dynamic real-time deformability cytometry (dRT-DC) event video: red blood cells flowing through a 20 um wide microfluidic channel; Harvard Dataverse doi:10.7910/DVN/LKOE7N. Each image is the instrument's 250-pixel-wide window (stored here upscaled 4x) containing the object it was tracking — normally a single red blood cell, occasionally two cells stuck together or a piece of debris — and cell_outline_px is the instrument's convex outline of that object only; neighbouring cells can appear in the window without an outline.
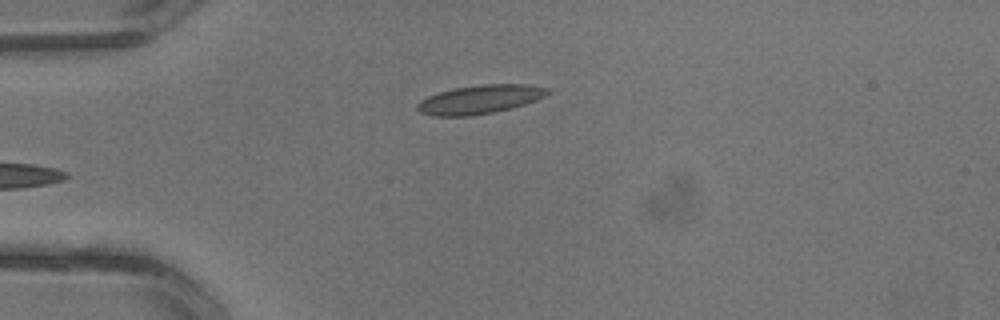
{"species": "common noctule bat (a hibernating species)", "species_latin": "Nyctalus noctula", "temperature_condition": "warm", "stored_images_in_passage": 3, "camera_frame_rate_fps": 3000, "um_per_image_px": 0.085, "animal": {"sex": "male", "body_mass_g": 13.3}, "frame": {"image": 1, "passage_image": 3, "time_ms": 0.667, "image_size_px": [1000, 320], "cell_outline_px": [[552, 92], [536, 100], [512, 108], [496, 112], [468, 116], [432, 116], [420, 112], [416, 108], [416, 104], [420, 100], [428, 96], [452, 88], [480, 84], [528, 84], [548, 88]], "centroid_in_image_um": [40.79, 8.45], "position_along_channel_um": 44.2, "area_um2": 22.02}}